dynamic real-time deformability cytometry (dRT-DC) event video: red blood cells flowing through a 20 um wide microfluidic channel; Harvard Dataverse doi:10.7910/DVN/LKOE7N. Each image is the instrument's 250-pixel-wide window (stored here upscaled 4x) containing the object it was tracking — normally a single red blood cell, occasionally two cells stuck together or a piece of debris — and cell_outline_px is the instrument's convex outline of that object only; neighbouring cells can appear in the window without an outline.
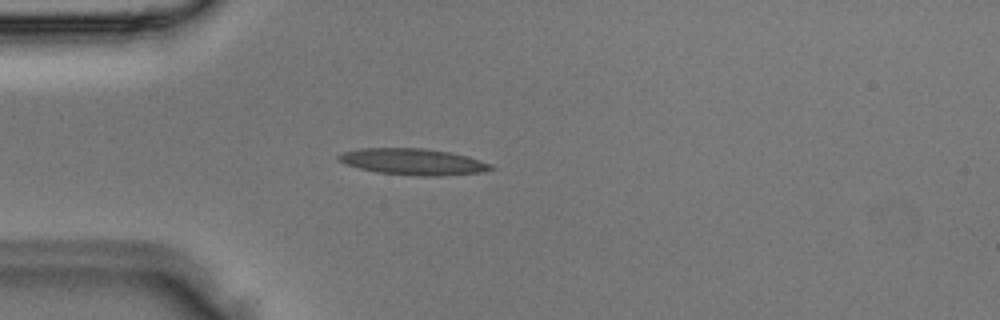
{"species": "Egyptian fruit bat (a non-hibernating species)", "species_latin": "Rousettus aegyptiacus", "temperature_condition": "room temperature", "stored_images_in_passage": 2, "camera_frame_rate_fps": 3000, "um_per_image_px": 0.085, "animal": {"sex": "male"}, "frame": {"image": 1, "passage_image": 2, "time_ms": 0.333, "image_size_px": [1000, 320], "cell_outline_px": [[496, 168], [480, 172], [440, 176], [420, 176], [376, 172], [344, 164], [336, 160], [336, 156], [340, 152], [360, 148], [424, 148], [452, 152], [468, 156], [492, 164]], "centroid_in_image_um": [35.08, 13.74], "position_along_channel_um": 49.9, "area_um2": 23.64}}